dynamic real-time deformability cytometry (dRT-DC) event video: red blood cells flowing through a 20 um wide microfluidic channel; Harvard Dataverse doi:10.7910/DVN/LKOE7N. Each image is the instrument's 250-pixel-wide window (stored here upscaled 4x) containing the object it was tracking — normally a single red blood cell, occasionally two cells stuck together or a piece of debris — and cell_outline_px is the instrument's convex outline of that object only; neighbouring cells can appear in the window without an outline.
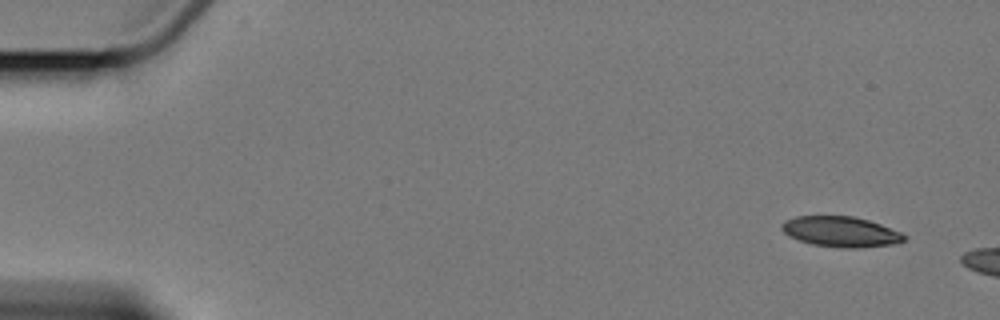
{"species": "Egyptian fruit bat (a non-hibernating species)", "species_latin": "Rousettus aegyptiacus", "temperature_condition": "cold", "stored_images_in_passage": 5, "camera_frame_rate_fps": 3000, "um_per_image_px": 0.085, "animal": {"sex": "female"}, "frame": {"image": 1, "passage_image": 1, "time_ms": 0.0, "image_size_px": [1000, 320], "cell_outline_px": [[908, 240], [892, 244], [860, 248], [844, 248], [812, 244], [788, 236], [780, 228], [780, 224], [784, 220], [796, 216], [852, 216], [868, 220], [880, 224], [900, 232], [908, 236]], "centroid_in_image_um": [71.46, 19.69], "position_along_channel_um": 13.5, "area_um2": 21.79}}
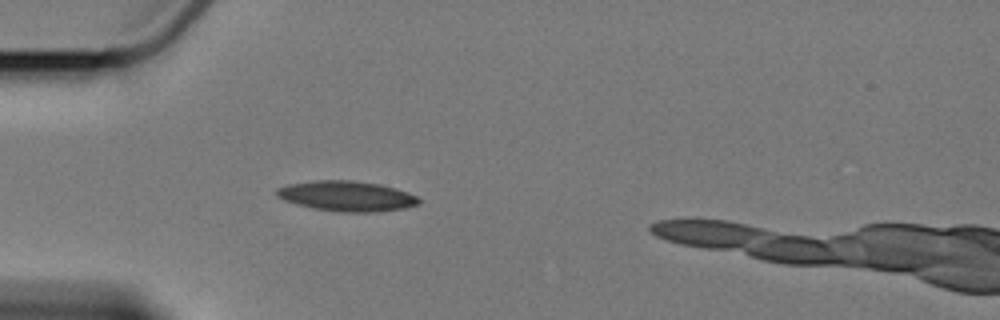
{"frame": {"image": 2, "passage_image": 5, "time_ms": 4.667, "image_size_px": [1000, 320], "cell_outline_px": [[420, 204], [404, 208], [376, 212], [340, 212], [316, 208], [296, 204], [284, 200], [276, 196], [276, 188], [288, 184], [316, 180], [352, 180], [380, 184], [396, 188], [408, 192], [416, 196], [420, 200]], "centroid_in_image_um": [29.48, 16.66], "position_along_channel_um": 55.5, "area_um2": 25.09}}